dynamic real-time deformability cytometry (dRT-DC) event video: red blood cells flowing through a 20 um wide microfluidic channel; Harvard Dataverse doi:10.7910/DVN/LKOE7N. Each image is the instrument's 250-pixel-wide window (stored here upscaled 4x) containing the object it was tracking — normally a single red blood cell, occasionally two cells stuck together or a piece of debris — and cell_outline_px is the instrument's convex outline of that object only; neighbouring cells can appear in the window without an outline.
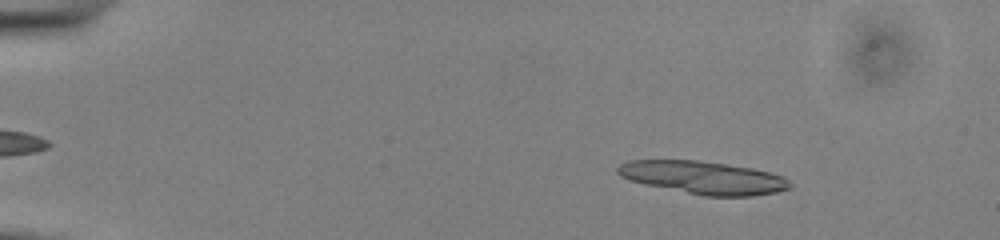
{"species": "common noctule bat (a hibernating species)", "species_latin": "Nyctalus noctula", "temperature_condition": "cold", "stored_images_in_passage": 22, "camera_frame_rate_fps": 3000, "um_per_image_px": 0.085, "animal": {"sex": "male", "body_mass_g": 13.0, "forearm_length_mm": 53.1}, "frame": {"image": 1, "passage_image": 8, "time_ms": 2.333, "image_size_px": [1000, 240], "cell_outline_px": [[792, 184], [788, 188], [776, 192], [752, 196], [704, 196], [644, 184], [628, 180], [620, 176], [616, 172], [616, 168], [620, 164], [628, 160], [696, 160], [752, 168], [784, 176]], "centroid_in_image_um": [59.74, 15.09], "position_along_channel_um": 25.3, "area_um2": 32.89}}